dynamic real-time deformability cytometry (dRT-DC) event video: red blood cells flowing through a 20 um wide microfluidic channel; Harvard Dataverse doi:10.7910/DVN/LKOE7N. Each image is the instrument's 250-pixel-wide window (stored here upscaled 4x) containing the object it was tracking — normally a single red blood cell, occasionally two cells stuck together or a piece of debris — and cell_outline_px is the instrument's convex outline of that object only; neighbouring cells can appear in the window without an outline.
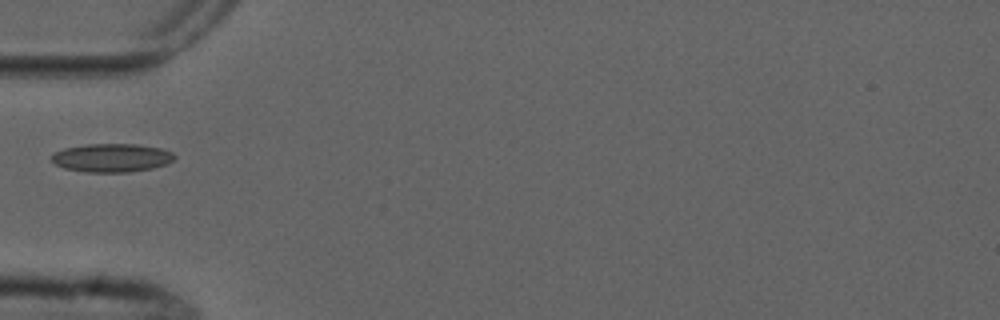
{"species": "common noctule bat (a hibernating species)", "species_latin": "Nyctalus noctula", "temperature_condition": "cold", "stored_images_in_passage": 1, "camera_frame_rate_fps": 3000, "um_per_image_px": 0.085, "animal": {"sex": "male", "forearm_length_mm": 52.5}, "frame": {"image": 1, "passage_image": 1, "time_ms": 0.0, "image_size_px": [1000, 320], "cell_outline_px": [[176, 156], [172, 160], [164, 164], [152, 168], [128, 172], [84, 172], [64, 168], [56, 164], [52, 160], [52, 156], [56, 152], [64, 148], [88, 144], [136, 144], [160, 148], [172, 152]], "centroid_in_image_um": [9.49, 13.41], "position_along_channel_um": 75.5, "area_um2": 20.17}}